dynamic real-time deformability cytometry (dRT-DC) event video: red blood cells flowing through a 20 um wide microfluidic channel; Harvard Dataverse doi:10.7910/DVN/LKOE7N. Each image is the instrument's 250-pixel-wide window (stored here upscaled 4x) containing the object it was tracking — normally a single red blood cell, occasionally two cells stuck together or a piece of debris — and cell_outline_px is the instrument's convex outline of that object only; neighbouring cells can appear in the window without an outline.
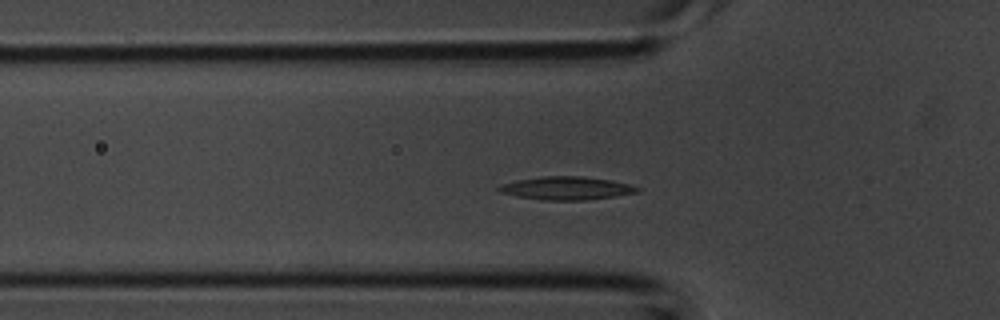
{"species": "common noctule bat (a hibernating species)", "species_latin": "Nyctalus noctula", "temperature_condition": "room temperature", "stored_images_in_passage": 39, "camera_frame_rate_fps": 3000, "um_per_image_px": 0.085, "animal": {"sex": "male", "body_mass_g": 20.1, "forearm_length_mm": 53.5}, "frame": {"image": 1, "passage_image": 11, "time_ms": 3.333, "image_size_px": [1000, 320], "cell_outline_px": [[640, 192], [616, 196], [588, 200], [544, 200], [520, 196], [500, 192], [496, 188], [504, 184], [516, 180], [540, 176], [580, 176], [608, 180], [628, 184], [640, 188]], "centroid_in_image_um": [48.17, 16.0], "position_along_channel_um": 77.6, "area_um2": 18.44}}
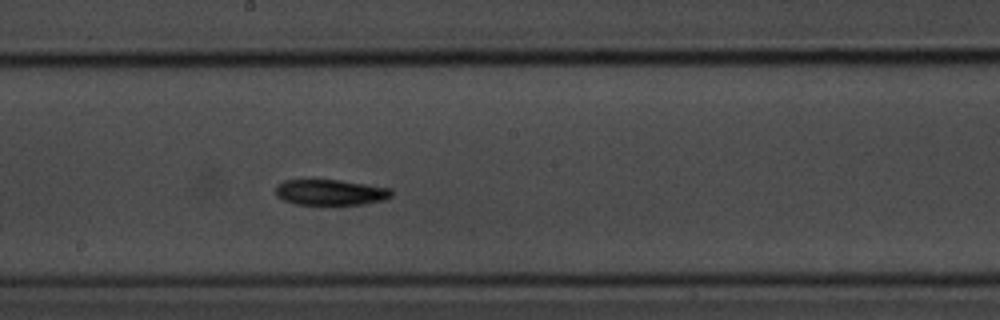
{"frame": {"image": 2, "passage_image": 20, "time_ms": 6.333, "image_size_px": [1000, 320], "cell_outline_px": [[392, 196], [384, 200], [364, 204], [296, 204], [284, 200], [276, 196], [276, 184], [284, 180], [340, 180], [392, 188]], "centroid_in_image_um": [28.1, 16.34], "position_along_channel_um": 220.1, "area_um2": 17.34}}
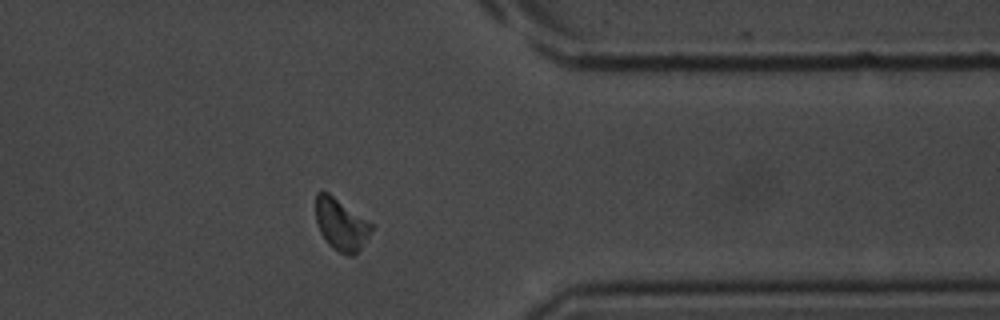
{"frame": {"image": 3, "passage_image": 31, "time_ms": 10.0, "image_size_px": [1000, 320], "cell_outline_px": [[372, 228], [368, 236], [360, 248], [352, 256], [348, 256], [332, 248], [328, 244], [320, 232], [316, 220], [316, 192], [320, 188], [328, 192], [372, 224]], "centroid_in_image_um": [28.94, 19.05], "position_along_channel_um": 382.5, "area_um2": 16.59}}